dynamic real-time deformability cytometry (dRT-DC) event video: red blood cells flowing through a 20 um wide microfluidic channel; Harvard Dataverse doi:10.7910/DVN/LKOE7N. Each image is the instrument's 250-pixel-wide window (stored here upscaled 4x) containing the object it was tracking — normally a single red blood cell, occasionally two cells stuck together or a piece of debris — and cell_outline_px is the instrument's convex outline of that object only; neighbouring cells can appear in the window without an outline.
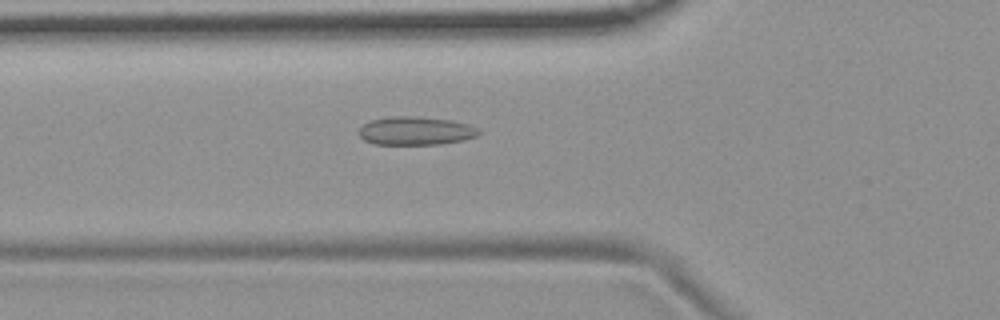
{"species": "common noctule bat (a hibernating species)", "species_latin": "Nyctalus noctula", "temperature_condition": "room temperature", "stored_images_in_passage": 35, "camera_frame_rate_fps": 3000, "um_per_image_px": 0.085, "animal": {"sex": "female", "body_mass_g": 19.9}, "frame": {"image": 1, "passage_image": 3, "time_ms": 0.667, "image_size_px": [1000, 320], "cell_outline_px": [[480, 132], [476, 136], [464, 140], [440, 144], [376, 144], [364, 140], [360, 136], [360, 128], [368, 120], [392, 116], [416, 116], [452, 120], [468, 124], [480, 128]], "centroid_in_image_um": [35.35, 11.11], "position_along_channel_um": 90.4, "area_um2": 19.88}}
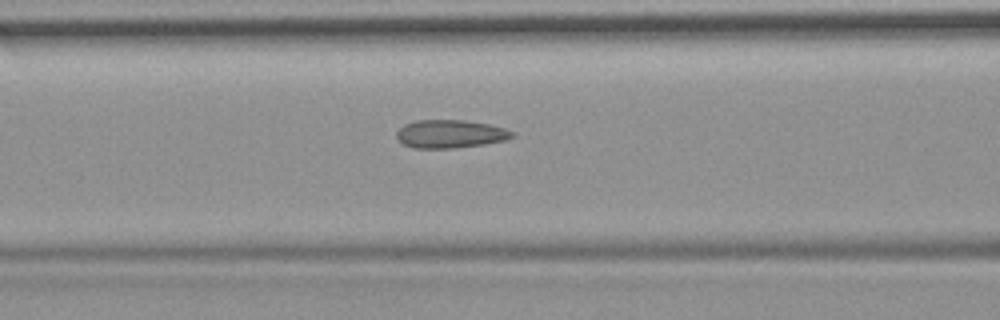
{"frame": {"image": 2, "passage_image": 6, "time_ms": 1.667, "image_size_px": [1000, 320], "cell_outline_px": [[516, 136], [504, 140], [484, 144], [456, 148], [412, 148], [404, 144], [396, 136], [396, 132], [404, 124], [416, 120], [464, 120], [488, 124], [504, 128], [516, 132]], "centroid_in_image_um": [38.29, 11.38], "position_along_channel_um": 128.3, "area_um2": 19.02}}
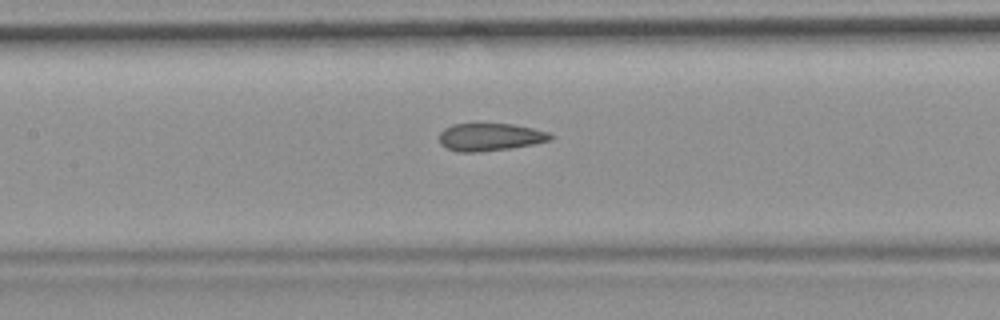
{"frame": {"image": 3, "passage_image": 9, "time_ms": 2.667, "image_size_px": [1000, 320], "cell_outline_px": [[552, 140], [532, 144], [508, 148], [476, 152], [460, 152], [448, 148], [440, 144], [440, 132], [444, 128], [452, 124], [512, 124], [532, 128], [548, 132], [552, 136]], "centroid_in_image_um": [41.64, 11.64], "position_along_channel_um": 165.8, "area_um2": 17.63}, "authors_computed_cell_mechanics": {"area_um2": 18.5538, "velocity_mm_per_s": 3.7409, "shape_relaxation_time_tau1_ms": null, "shape_relaxation_time_tau2_ms": 2.464, "deformation_change_tau1": null, "deformation_change_tau2": 0.0871}}